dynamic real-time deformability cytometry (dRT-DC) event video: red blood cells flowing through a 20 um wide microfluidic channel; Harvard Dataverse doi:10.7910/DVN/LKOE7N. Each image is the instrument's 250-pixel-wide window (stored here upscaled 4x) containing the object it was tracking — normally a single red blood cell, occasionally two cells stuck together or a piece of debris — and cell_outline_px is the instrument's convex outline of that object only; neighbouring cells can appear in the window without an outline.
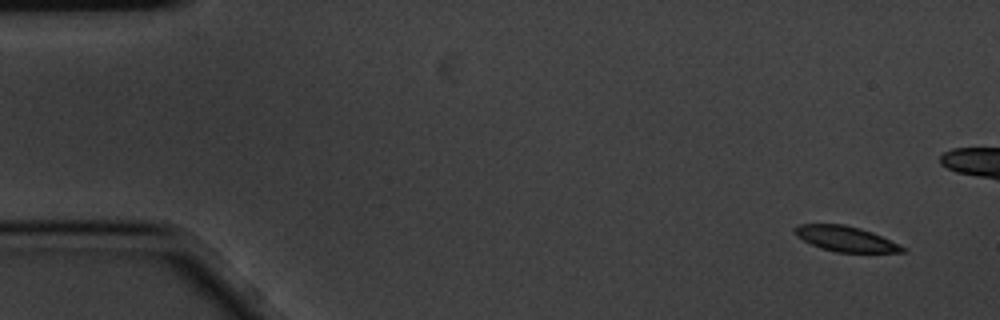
{"species": "common noctule bat (a hibernating species)", "species_latin": "Nyctalus noctula", "temperature_condition": "cold", "stored_images_in_passage": 5, "camera_frame_rate_fps": 3000, "um_per_image_px": 0.085, "animal": {"sex": "male", "body_mass_g": 20.1, "forearm_length_mm": 53.5}, "frame": {"image": 1, "passage_image": 1, "time_ms": 0.0, "image_size_px": [1000, 320], "cell_outline_px": [[908, 252], [836, 252], [820, 248], [796, 236], [792, 232], [792, 228], [800, 224], [844, 224], [860, 228], [872, 232], [904, 248]], "centroid_in_image_um": [71.79, 20.29], "position_along_channel_um": 13.2, "area_um2": 15.66}}